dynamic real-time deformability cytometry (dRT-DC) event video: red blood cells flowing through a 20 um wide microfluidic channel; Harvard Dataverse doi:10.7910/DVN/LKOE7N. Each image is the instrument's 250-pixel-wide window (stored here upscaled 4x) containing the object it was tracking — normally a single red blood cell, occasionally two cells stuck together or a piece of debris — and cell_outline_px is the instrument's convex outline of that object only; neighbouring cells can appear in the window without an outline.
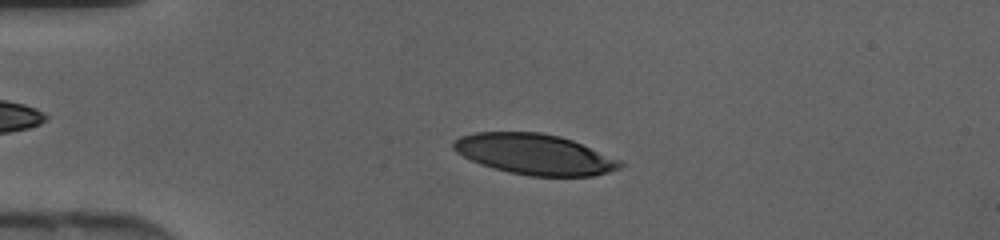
{"species": "human", "species_latin": "Homo sapiens", "temperature_condition": "cold", "stored_images_in_passage": 45, "camera_frame_rate_fps": 3000, "um_per_image_px": 0.085, "donor": {"sex": "female"}, "frame": {"image": 1, "passage_image": 11, "time_ms": 3.333, "image_size_px": [1000, 240], "cell_outline_px": [[624, 164], [620, 168], [608, 172], [592, 176], [532, 176], [508, 172], [480, 164], [456, 152], [452, 148], [452, 144], [460, 136], [476, 132], [540, 132], [560, 136], [572, 140], [620, 160]], "centroid_in_image_um": [45.43, 13.11], "position_along_channel_um": 39.6, "area_um2": 39.19}}
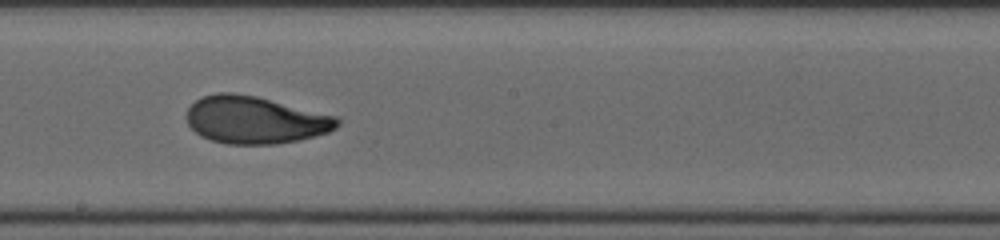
{"frame": {"image": 2, "passage_image": 26, "time_ms": 8.333, "image_size_px": [1000, 240], "cell_outline_px": [[340, 124], [336, 128], [328, 132], [300, 140], [276, 144], [228, 144], [212, 140], [200, 136], [188, 124], [184, 116], [188, 108], [196, 100], [204, 96], [216, 92], [232, 92], [256, 96], [340, 116]], "centroid_in_image_um": [21.7, 10.19], "position_along_channel_um": 226.5, "area_um2": 42.02}}
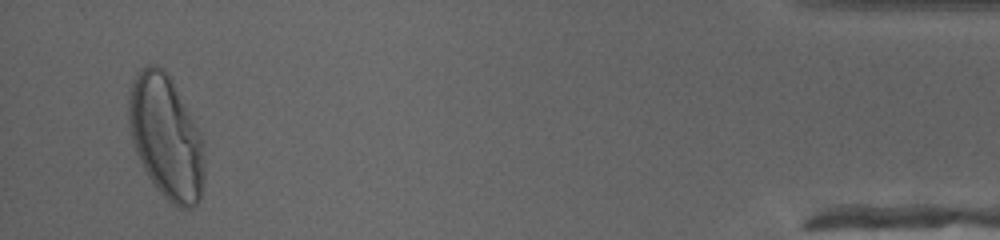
{"frame": {"image": 3, "passage_image": 44, "time_ms": 14.333, "image_size_px": [1000, 240], "cell_outline_px": [[204, 180], [200, 200], [196, 204], [188, 208], [180, 208], [172, 204], [156, 188], [148, 176], [136, 152], [132, 140], [128, 124], [128, 96], [132, 84], [140, 68], [144, 64], [156, 64], [164, 68], [168, 72], [200, 132], [204, 140]], "centroid_in_image_um": [14.12, 11.63], "position_along_channel_um": 421.1, "area_um2": 54.79}}